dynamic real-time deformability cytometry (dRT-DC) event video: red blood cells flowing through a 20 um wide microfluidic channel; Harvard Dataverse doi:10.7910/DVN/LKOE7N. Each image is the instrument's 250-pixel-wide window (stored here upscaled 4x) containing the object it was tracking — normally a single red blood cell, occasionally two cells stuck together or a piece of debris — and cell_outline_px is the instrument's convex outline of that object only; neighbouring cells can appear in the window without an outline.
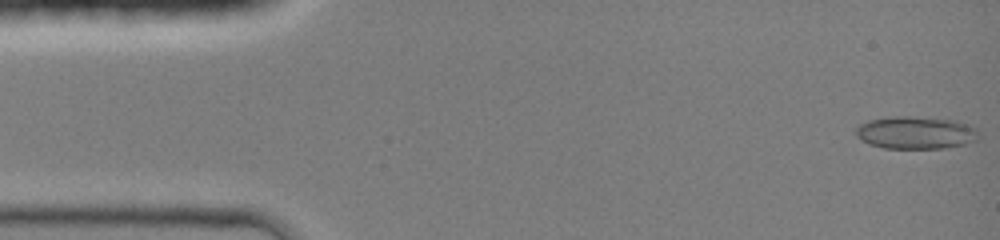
{"species": "common noctule bat (a hibernating species)", "species_latin": "Nyctalus noctula", "temperature_condition": "room temperature", "stored_images_in_passage": 44, "camera_frame_rate_fps": 3000, "um_per_image_px": 0.085, "animal": {"sex": "female", "body_mass_g": 19.0, "forearm_length_mm": 51.5}, "frame": {"image": 1, "passage_image": 1, "time_ms": 0.0, "image_size_px": [1000, 240], "cell_outline_px": [[976, 140], [964, 144], [944, 148], [884, 148], [868, 144], [860, 140], [856, 136], [856, 128], [860, 124], [868, 120], [888, 116], [912, 116], [956, 120], [968, 124], [976, 128]], "centroid_in_image_um": [77.78, 11.26], "position_along_channel_um": 7.2, "area_um2": 23.41}}
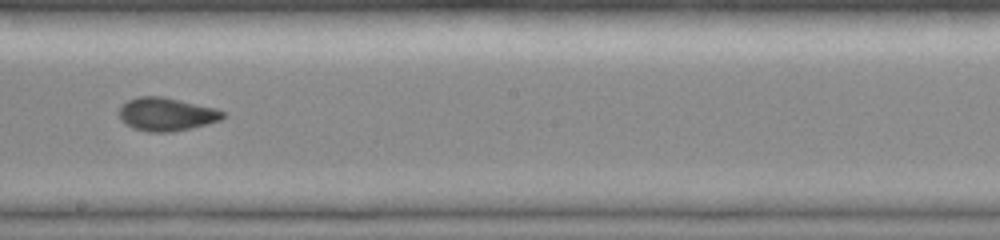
{"frame": {"image": 2, "passage_image": 25, "time_ms": 8.0, "image_size_px": [1000, 240], "cell_outline_px": [[224, 116], [220, 120], [208, 124], [192, 128], [172, 132], [148, 132], [132, 128], [124, 124], [120, 120], [120, 104], [136, 96], [164, 96], [216, 108], [224, 112]], "centroid_in_image_um": [14.12, 9.71], "position_along_channel_um": 234.1, "area_um2": 20.4}}
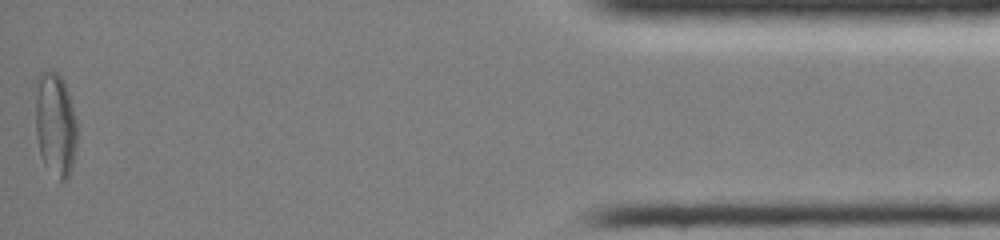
{"frame": {"image": 3, "passage_image": 44, "time_ms": 14.333, "image_size_px": [1000, 240], "cell_outline_px": [[76, 148], [72, 164], [68, 176], [64, 180], [60, 180], [44, 164], [40, 156], [36, 136], [32, 88], [36, 76], [44, 68], [48, 68], [56, 72], [64, 80], [68, 92], [76, 120]], "centroid_in_image_um": [4.62, 10.43], "position_along_channel_um": 430.6, "area_um2": 26.18}, "authors_computed_cell_mechanics": {"area_um2": 20.1722, "velocity_mm_per_s": 4.3098, "shape_relaxation_time_tau1_ms": 7.3604, "shape_relaxation_time_tau2_ms": 0.9345, "deformation_change_tau1": 0.1814, "deformation_change_tau2": 0.0452}}